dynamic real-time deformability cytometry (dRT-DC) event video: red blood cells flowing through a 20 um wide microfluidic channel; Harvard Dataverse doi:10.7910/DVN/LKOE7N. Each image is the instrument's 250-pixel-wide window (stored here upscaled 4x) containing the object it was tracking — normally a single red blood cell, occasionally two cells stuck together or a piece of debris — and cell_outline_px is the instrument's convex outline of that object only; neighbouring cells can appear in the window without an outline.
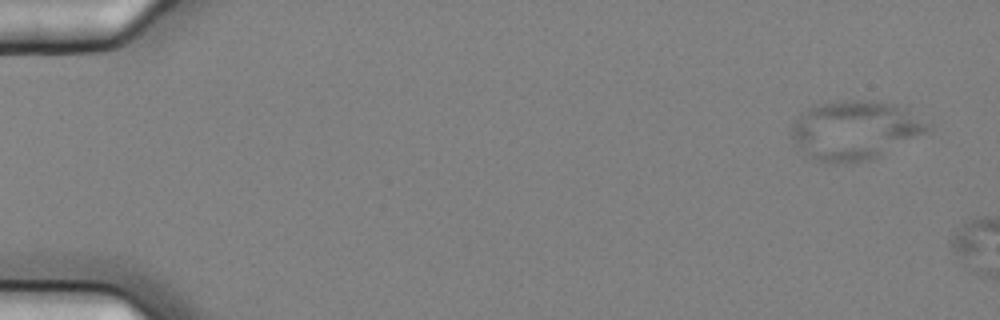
{"species": "common noctule bat (a hibernating species)", "species_latin": "Nyctalus noctula", "temperature_condition": "cold", "stored_images_in_passage": 3, "camera_frame_rate_fps": 3000, "um_per_image_px": 0.085, "animal": {"sex": "female", "body_mass_g": 25.1}, "frame": {"image": 1, "passage_image": 1, "time_ms": 0.0, "image_size_px": [1000, 320], "cell_outline_px": [[928, 128], [924, 132], [880, 156], [872, 160], [852, 164], [836, 164], [816, 160], [800, 148], [796, 144], [792, 136], [792, 128], [800, 112], [816, 104], [844, 100], [868, 100], [896, 104], [904, 108], [928, 124]], "centroid_in_image_um": [72.61, 11.07], "position_along_channel_um": 12.4, "area_um2": 46.24}}